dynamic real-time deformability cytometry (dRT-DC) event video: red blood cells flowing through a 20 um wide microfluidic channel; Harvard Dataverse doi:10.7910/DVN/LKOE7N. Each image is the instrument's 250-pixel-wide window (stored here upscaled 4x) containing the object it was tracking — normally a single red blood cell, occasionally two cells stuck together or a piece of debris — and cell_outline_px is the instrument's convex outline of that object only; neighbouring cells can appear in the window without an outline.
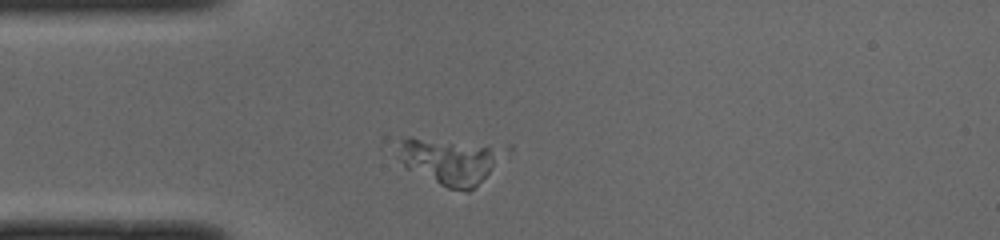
{"species": "common noctule bat (a hibernating species)", "species_latin": "Nyctalus noctula", "temperature_condition": "cold", "stored_images_in_passage": 38, "camera_frame_rate_fps": 3000, "um_per_image_px": 0.085, "animal": {"sex": "male", "body_mass_g": 19.0, "forearm_length_mm": 50.8}, "frame": {"image": 1, "passage_image": 1, "time_ms": 0.0, "image_size_px": [1000, 240], "cell_outline_px": [[492, 168], [468, 192], [448, 188], [408, 168], [396, 156], [404, 140], [408, 136], [412, 136], [488, 148], [492, 152]], "centroid_in_image_um": [37.94, 13.74], "position_along_channel_um": 47.1, "area_um2": 25.37}}
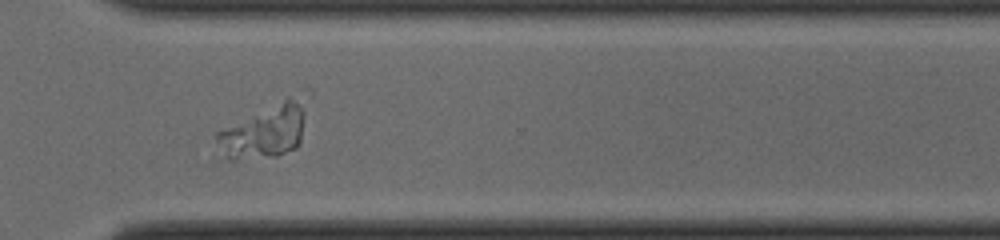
{"frame": {"image": 2, "passage_image": 25, "time_ms": 8.0, "image_size_px": [1000, 240], "cell_outline_px": [[304, 112], [300, 140], [296, 148], [276, 156], [236, 160], [228, 160], [224, 156], [216, 140], [216, 132], [288, 96]], "centroid_in_image_um": [22.39, 11.26], "position_along_channel_um": 348.2, "area_um2": 26.47}}
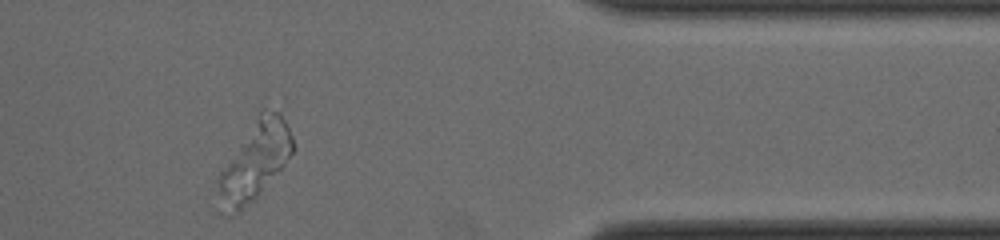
{"frame": {"image": 3, "passage_image": 30, "time_ms": 9.667, "image_size_px": [1000, 240], "cell_outline_px": [[292, 152], [284, 164], [256, 196], [252, 200], [236, 212], [220, 192], [216, 180], [220, 172], [260, 112], [264, 108], [276, 108], [280, 112], [292, 136]], "centroid_in_image_um": [21.75, 13.51], "position_along_channel_um": 389.7, "area_um2": 31.21}}